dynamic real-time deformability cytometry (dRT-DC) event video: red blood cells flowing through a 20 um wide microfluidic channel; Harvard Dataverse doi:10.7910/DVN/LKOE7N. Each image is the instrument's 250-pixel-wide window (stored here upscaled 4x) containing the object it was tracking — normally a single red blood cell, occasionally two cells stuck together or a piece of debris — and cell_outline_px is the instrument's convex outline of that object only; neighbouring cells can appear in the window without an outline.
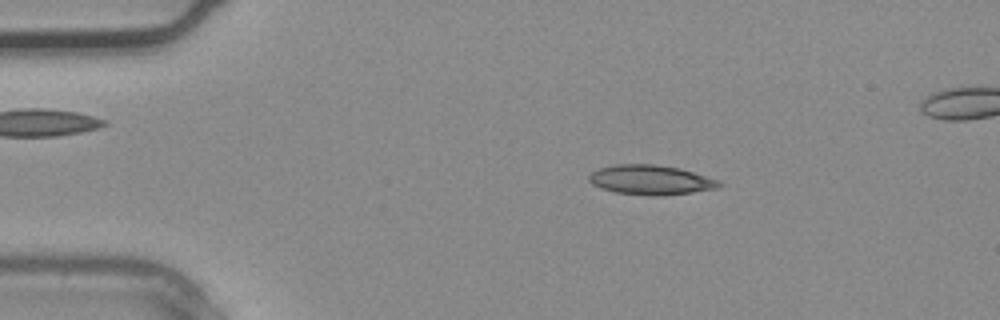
{"species": "common noctule bat (a hibernating species)", "species_latin": "Nyctalus noctula", "temperature_condition": "warm", "stored_images_in_passage": 4, "camera_frame_rate_fps": 3000, "um_per_image_px": 0.085, "animal": {"sex": "male", "body_mass_g": 20.4}, "frame": {"image": 1, "passage_image": 2, "time_ms": 0.333, "image_size_px": [1000, 320], "cell_outline_px": [[724, 184], [716, 188], [692, 192], [664, 196], [648, 196], [616, 192], [600, 188], [592, 184], [588, 180], [588, 176], [592, 172], [600, 168], [616, 164], [656, 164], [680, 168], [716, 180]], "centroid_in_image_um": [55.27, 15.3], "position_along_channel_um": 29.7, "area_um2": 22.43}}